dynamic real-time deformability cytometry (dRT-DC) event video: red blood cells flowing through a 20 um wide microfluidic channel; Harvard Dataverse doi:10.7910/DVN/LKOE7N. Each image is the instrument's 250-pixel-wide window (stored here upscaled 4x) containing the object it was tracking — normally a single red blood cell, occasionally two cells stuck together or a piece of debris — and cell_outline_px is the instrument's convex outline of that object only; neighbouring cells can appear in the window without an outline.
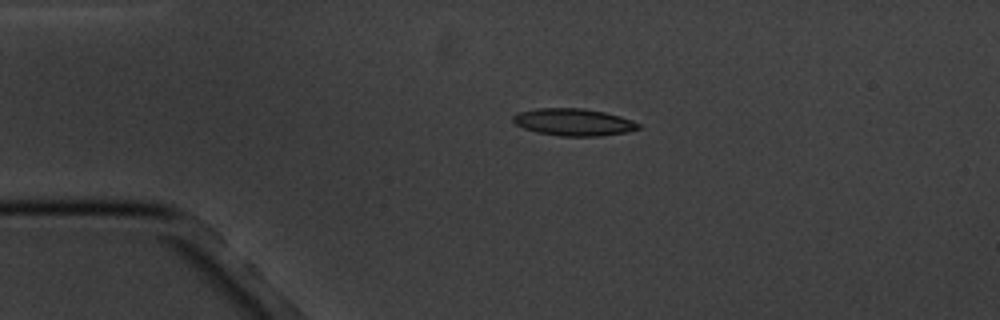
{"species": "common noctule bat (a hibernating species)", "species_latin": "Nyctalus noctula", "temperature_condition": "cold", "stored_images_in_passage": 4, "camera_frame_rate_fps": 3000, "um_per_image_px": 0.085, "animal": {"sex": "male", "body_mass_g": 20.1, "forearm_length_mm": 53.5}, "frame": {"image": 1, "passage_image": 3, "time_ms": 2.333, "image_size_px": [1000, 320], "cell_outline_px": [[640, 128], [628, 132], [600, 136], [560, 136], [536, 132], [524, 128], [516, 124], [512, 120], [512, 116], [520, 112], [536, 108], [580, 108], [604, 112], [620, 116], [632, 120], [640, 124]], "centroid_in_image_um": [48.76, 10.38], "position_along_channel_um": 36.2, "area_um2": 19.83}}